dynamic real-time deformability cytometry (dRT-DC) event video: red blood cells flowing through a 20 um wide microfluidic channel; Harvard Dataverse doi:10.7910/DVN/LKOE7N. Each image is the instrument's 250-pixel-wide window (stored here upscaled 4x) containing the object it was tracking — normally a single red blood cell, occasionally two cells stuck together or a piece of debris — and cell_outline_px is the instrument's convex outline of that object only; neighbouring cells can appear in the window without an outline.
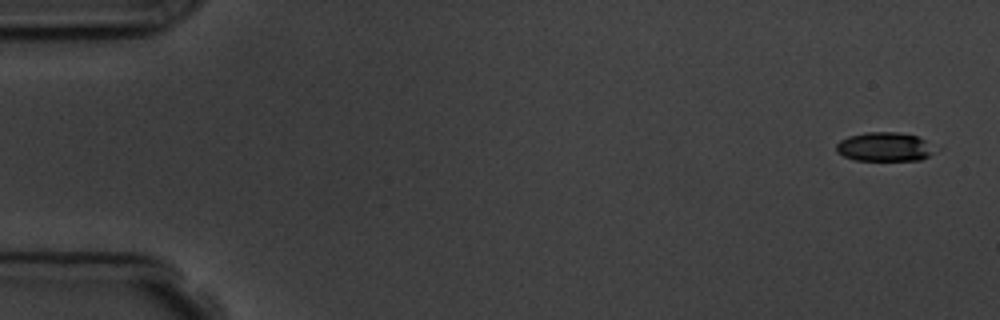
{"species": "common noctule bat (a hibernating species)", "species_latin": "Nyctalus noctula", "temperature_condition": "room temperature", "stored_images_in_passage": 5, "camera_frame_rate_fps": 3000, "um_per_image_px": 0.085, "animal": {"sex": "male", "body_mass_g": 19.5, "forearm_length_mm": 54.6}, "frame": {"image": 1, "passage_image": 1, "time_ms": 0.0, "image_size_px": [1000, 320], "cell_outline_px": [[936, 152], [920, 160], [856, 160], [844, 156], [836, 152], [836, 144], [840, 140], [848, 136], [864, 132], [896, 132], [916, 136], [924, 140]], "centroid_in_image_um": [75.13, 12.48], "position_along_channel_um": 9.9, "area_um2": 16.53}}
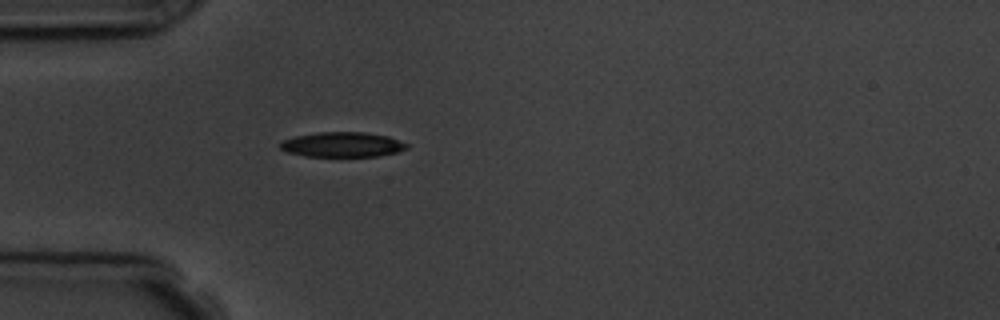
{"frame": {"image": 2, "passage_image": 5, "time_ms": 4.667, "image_size_px": [1000, 320], "cell_outline_px": [[408, 148], [396, 152], [376, 156], [304, 156], [288, 152], [280, 148], [280, 140], [296, 136], [320, 132], [364, 132], [388, 136], [408, 144]], "centroid_in_image_um": [29.08, 12.28], "position_along_channel_um": 55.9, "area_um2": 18.26}}